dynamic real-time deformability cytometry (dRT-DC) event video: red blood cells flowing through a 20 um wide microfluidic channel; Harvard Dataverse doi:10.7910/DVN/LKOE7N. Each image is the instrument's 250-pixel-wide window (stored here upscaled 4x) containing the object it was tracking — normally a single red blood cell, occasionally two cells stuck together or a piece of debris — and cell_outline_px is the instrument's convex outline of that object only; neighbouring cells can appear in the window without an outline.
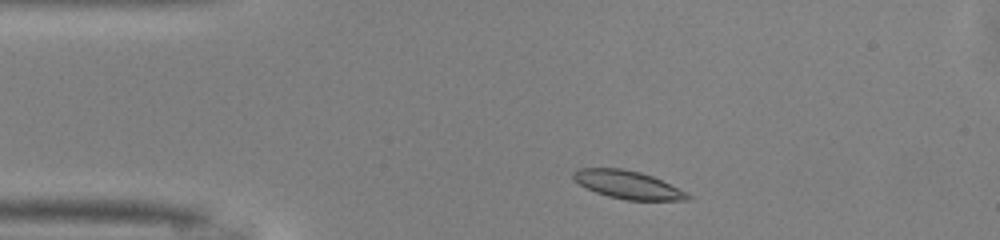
{"species": "common noctule bat (a hibernating species)", "species_latin": "Nyctalus noctula", "temperature_condition": "warm", "stored_images_in_passage": 43, "camera_frame_rate_fps": 3000, "um_per_image_px": 0.085, "animal": {"sex": "male", "body_mass_g": 13.0, "forearm_length_mm": 53.1}, "frame": {"image": 1, "passage_image": 3, "time_ms": 0.667, "image_size_px": [1000, 240], "cell_outline_px": [[692, 196], [688, 200], [624, 200], [608, 196], [596, 192], [580, 184], [572, 176], [572, 172], [580, 168], [620, 168], [640, 172], [652, 176], [688, 192]], "centroid_in_image_um": [53.39, 15.7], "position_along_channel_um": 31.6, "area_um2": 18.55}}
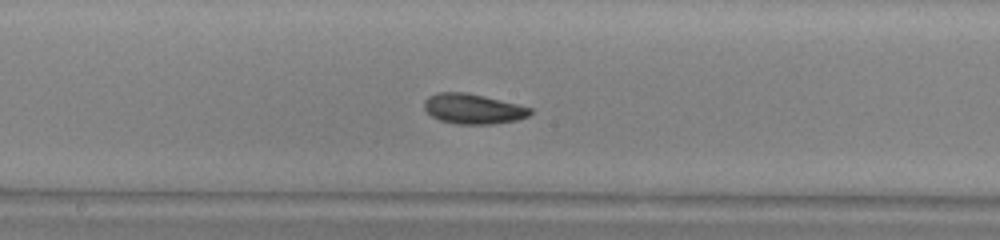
{"frame": {"image": 2, "passage_image": 19, "time_ms": 6.0, "image_size_px": [1000, 240], "cell_outline_px": [[532, 112], [528, 116], [516, 120], [492, 124], [456, 124], [440, 120], [432, 116], [424, 108], [424, 100], [428, 96], [440, 92], [464, 92], [484, 96], [532, 108]], "centroid_in_image_um": [40.19, 9.25], "position_along_channel_um": 208.0, "area_um2": 18.44}}
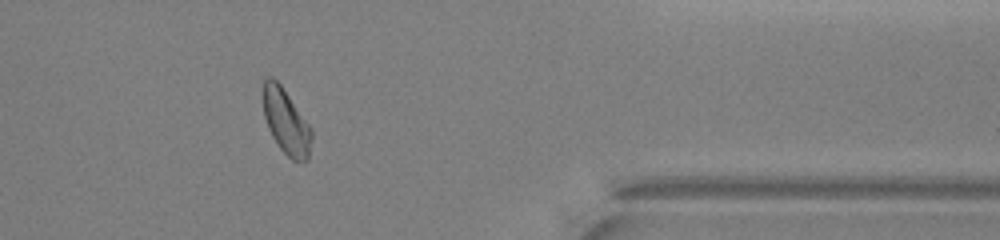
{"frame": {"image": 3, "passage_image": 34, "time_ms": 11.0, "image_size_px": [1000, 240], "cell_outline_px": [[312, 136], [308, 160], [292, 160], [280, 148], [272, 136], [268, 128], [264, 116], [264, 80], [268, 76], [272, 76], [280, 84], [312, 128]], "centroid_in_image_um": [24.33, 10.34], "position_along_channel_um": 387.1, "area_um2": 18.09}, "authors_computed_cell_mechanics": {"area_um2": 18.5538, "velocity_mm_per_s": 4.0793, "shape_relaxation_time_tau1_ms": 2.4065, "shape_relaxation_time_tau2_ms": 5.7619, "deformation_change_tau1": 0.1138, "deformation_change_tau2": 0.1328}}